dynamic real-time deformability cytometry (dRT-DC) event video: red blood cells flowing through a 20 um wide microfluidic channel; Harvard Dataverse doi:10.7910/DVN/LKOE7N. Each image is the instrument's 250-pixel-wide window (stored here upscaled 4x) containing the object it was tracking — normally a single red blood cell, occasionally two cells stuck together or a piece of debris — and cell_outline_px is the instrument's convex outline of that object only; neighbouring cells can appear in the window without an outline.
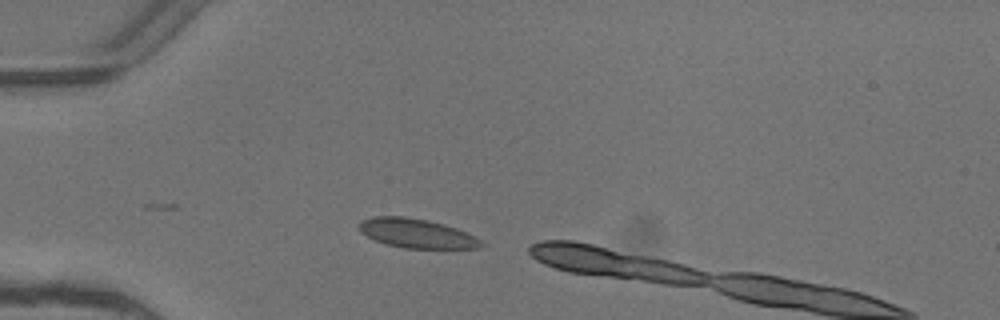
{"species": "common noctule bat (a hibernating species)", "species_latin": "Nyctalus noctula", "temperature_condition": "warm", "stored_images_in_passage": 3, "camera_frame_rate_fps": 3000, "um_per_image_px": 0.085, "animal": {"sex": "female"}, "frame": {"image": 1, "passage_image": 3, "time_ms": 0.667, "image_size_px": [1000, 320], "cell_outline_px": [[484, 244], [480, 248], [404, 248], [384, 244], [360, 232], [360, 224], [364, 220], [376, 216], [404, 216], [428, 220], [456, 228], [480, 240]], "centroid_in_image_um": [35.4, 19.84], "position_along_channel_um": 49.6, "area_um2": 20.4}}